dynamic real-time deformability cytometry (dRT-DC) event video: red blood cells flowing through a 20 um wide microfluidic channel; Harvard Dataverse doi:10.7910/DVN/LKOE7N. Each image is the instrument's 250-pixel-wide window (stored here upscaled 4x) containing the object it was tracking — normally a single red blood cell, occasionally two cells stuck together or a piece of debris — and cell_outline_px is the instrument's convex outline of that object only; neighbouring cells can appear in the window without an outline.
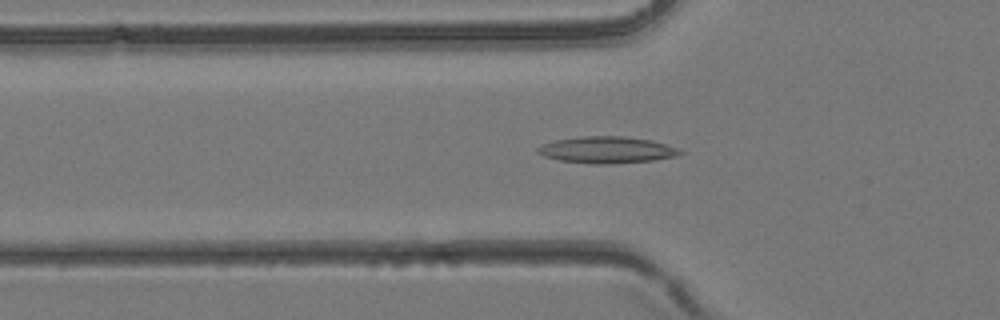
{"species": "common noctule bat (a hibernating species)", "species_latin": "Nyctalus noctula", "temperature_condition": "room temperature", "stored_images_in_passage": 33, "camera_frame_rate_fps": 3000, "um_per_image_px": 0.085, "animal": {"sex": "female", "body_mass_g": 24.6, "forearm_length_mm": 56.2}, "frame": {"image": 1, "passage_image": 5, "time_ms": 1.333, "image_size_px": [1000, 320], "cell_outline_px": [[688, 152], [680, 156], [652, 160], [600, 164], [596, 164], [560, 160], [544, 156], [536, 152], [536, 148], [544, 144], [556, 140], [580, 136], [624, 136], [652, 140]], "centroid_in_image_um": [51.62, 12.73], "position_along_channel_um": 74.2, "area_um2": 21.96}}
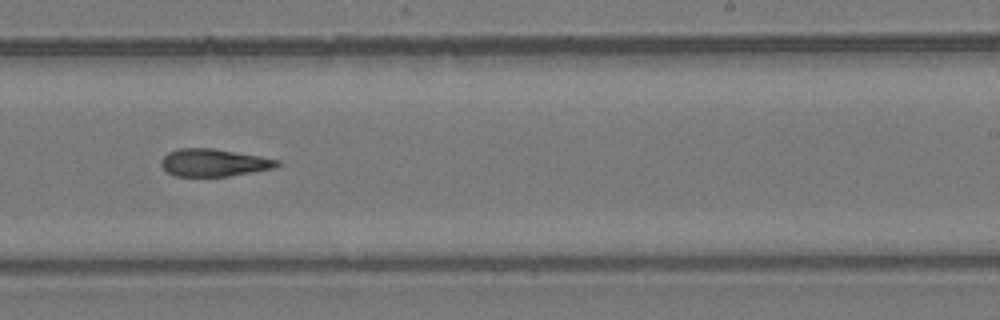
{"frame": {"image": 2, "passage_image": 17, "time_ms": 5.333, "image_size_px": [1000, 320], "cell_outline_px": [[280, 164], [272, 168], [252, 172], [228, 176], [176, 176], [168, 172], [160, 164], [160, 160], [168, 152], [176, 148], [212, 148], [260, 156], [280, 160]], "centroid_in_image_um": [18.14, 13.81], "position_along_channel_um": 270.9, "area_um2": 18.5}}
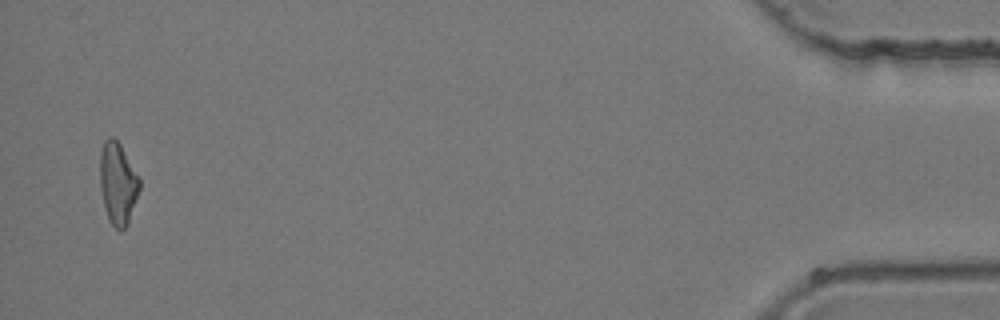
{"frame": {"image": 3, "passage_image": 32, "time_ms": 10.333, "image_size_px": [1000, 320], "cell_outline_px": [[140, 188], [128, 224], [124, 228], [116, 228], [108, 220], [104, 208], [100, 188], [100, 152], [104, 140], [108, 136], [112, 136], [120, 144], [140, 180]], "centroid_in_image_um": [9.99, 15.58], "position_along_channel_um": 425.2, "area_um2": 18.79}}